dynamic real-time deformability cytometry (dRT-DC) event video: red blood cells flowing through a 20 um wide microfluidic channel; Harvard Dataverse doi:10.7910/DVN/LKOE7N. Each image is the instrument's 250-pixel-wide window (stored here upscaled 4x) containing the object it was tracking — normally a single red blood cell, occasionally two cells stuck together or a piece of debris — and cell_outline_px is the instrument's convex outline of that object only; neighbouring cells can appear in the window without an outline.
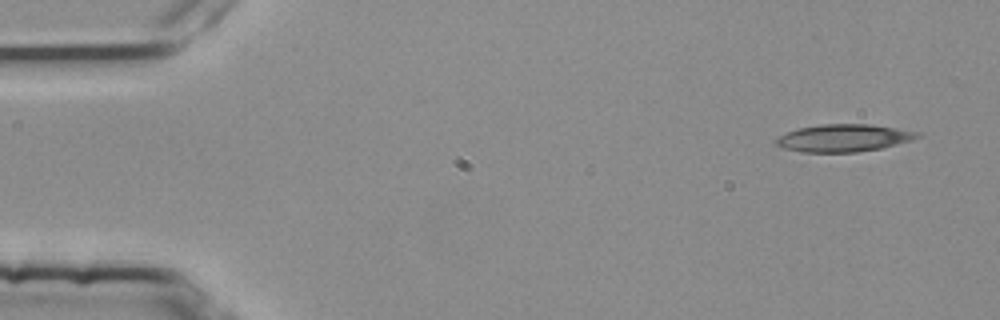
{"species": "common noctule bat (a hibernating species)", "species_latin": "Nyctalus noctula", "temperature_condition": "room temperature", "stored_images_in_passage": 4, "camera_frame_rate_fps": 3000, "um_per_image_px": 0.085, "animal": {"sex": "female", "body_mass_g": 25.1}, "frame": {"image": 1, "passage_image": 1, "time_ms": 0.0, "image_size_px": [1000, 320], "cell_outline_px": [[920, 136], [912, 140], [880, 148], [856, 152], [800, 152], [784, 148], [776, 144], [776, 140], [780, 136], [796, 128], [820, 124], [868, 124], [916, 132]], "centroid_in_image_um": [71.65, 11.73], "position_along_channel_um": 13.3, "area_um2": 22.2}}
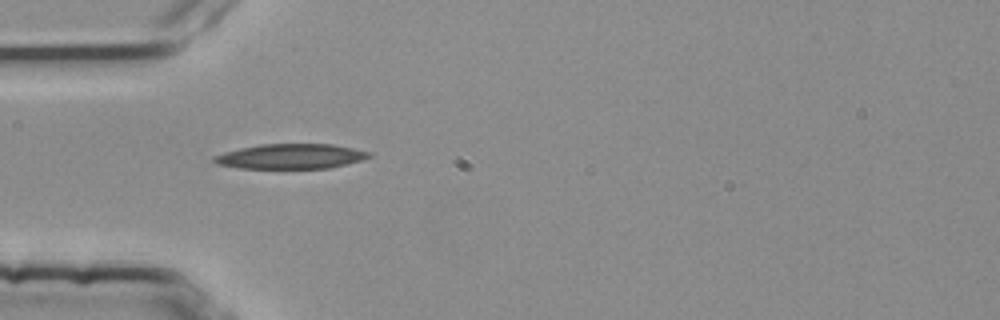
{"frame": {"image": 2, "passage_image": 4, "time_ms": 1.0, "image_size_px": [1000, 320], "cell_outline_px": [[372, 156], [364, 160], [328, 168], [240, 168], [216, 164], [212, 160], [212, 156], [224, 152], [240, 148], [260, 144], [332, 144], [372, 152]], "centroid_in_image_um": [24.72, 13.29], "position_along_channel_um": 60.3, "area_um2": 22.6}}